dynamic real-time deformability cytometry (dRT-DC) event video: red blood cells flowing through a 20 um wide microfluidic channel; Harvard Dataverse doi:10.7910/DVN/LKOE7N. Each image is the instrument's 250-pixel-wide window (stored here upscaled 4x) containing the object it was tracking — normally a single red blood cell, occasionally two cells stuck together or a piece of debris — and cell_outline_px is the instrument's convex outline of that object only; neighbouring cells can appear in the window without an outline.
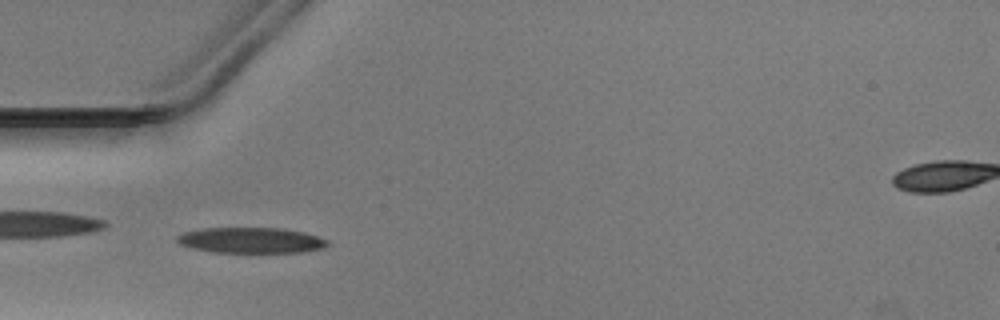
{"species": "Egyptian fruit bat (a non-hibernating species)", "species_latin": "Rousettus aegyptiacus", "temperature_condition": "warm", "stored_images_in_passage": 46, "camera_frame_rate_fps": 3000, "um_per_image_px": 0.085, "animal": {"sex": "male"}, "frame": {"image": 1, "passage_image": 13, "time_ms": 4.0, "image_size_px": [1000, 320], "cell_outline_px": [[328, 244], [324, 248], [300, 252], [212, 252], [192, 248], [180, 244], [176, 240], [176, 236], [184, 232], [204, 228], [284, 228], [304, 232], [328, 240]], "centroid_in_image_um": [21.32, 20.42], "position_along_channel_um": 63.7, "area_um2": 22.43}}
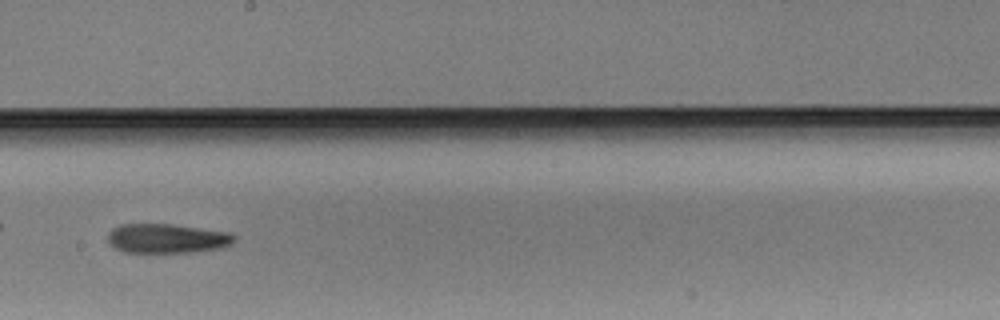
{"frame": {"image": 2, "passage_image": 26, "time_ms": 8.333, "image_size_px": [1000, 320], "cell_outline_px": [[236, 240], [232, 244], [220, 248], [192, 252], [124, 252], [116, 248], [108, 240], [108, 232], [112, 228], [120, 224], [172, 224], [228, 232], [236, 236]], "centroid_in_image_um": [14.2, 20.26], "position_along_channel_um": 234.0, "area_um2": 21.62}}
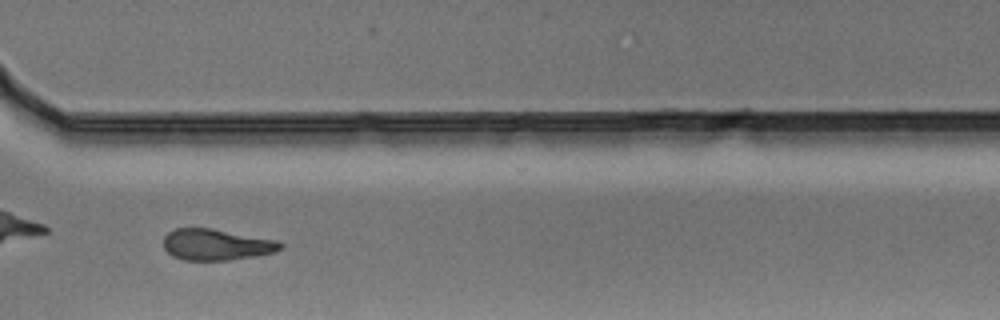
{"frame": {"image": 3, "passage_image": 35, "time_ms": 11.333, "image_size_px": [1000, 320], "cell_outline_px": [[284, 248], [276, 252], [228, 260], [184, 260], [172, 256], [164, 248], [164, 236], [168, 232], [176, 228], [212, 228], [276, 240], [284, 244]], "centroid_in_image_um": [18.39, 20.79], "position_along_channel_um": 352.2, "area_um2": 21.27}}